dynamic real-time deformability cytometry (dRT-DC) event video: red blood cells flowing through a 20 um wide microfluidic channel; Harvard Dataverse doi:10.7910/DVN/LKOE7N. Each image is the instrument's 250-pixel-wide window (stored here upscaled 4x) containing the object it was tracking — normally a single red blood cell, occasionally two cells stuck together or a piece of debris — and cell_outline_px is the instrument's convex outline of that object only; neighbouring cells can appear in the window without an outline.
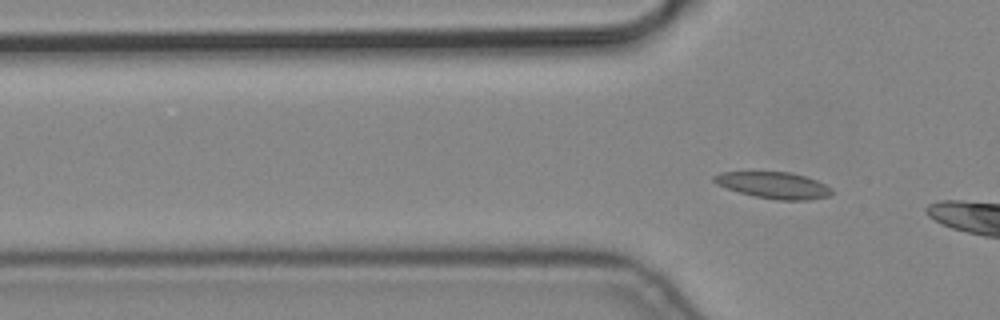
{"species": "common noctule bat (a hibernating species)", "species_latin": "Nyctalus noctula", "temperature_condition": "cold", "stored_images_in_passage": 5, "camera_frame_rate_fps": 3000, "um_per_image_px": 0.085, "animal": {"sex": "male", "body_mass_g": 19.2, "forearm_length_mm": 51.8}, "frame": {"image": 1, "passage_image": 5, "time_ms": 1.333, "image_size_px": [1000, 320], "cell_outline_px": [[832, 196], [808, 200], [776, 200], [756, 196], [740, 192], [716, 184], [712, 180], [712, 176], [720, 172], [788, 172], [804, 176], [816, 180], [832, 188]], "centroid_in_image_um": [65.78, 15.75], "position_along_channel_um": 60.0, "area_um2": 18.09}}